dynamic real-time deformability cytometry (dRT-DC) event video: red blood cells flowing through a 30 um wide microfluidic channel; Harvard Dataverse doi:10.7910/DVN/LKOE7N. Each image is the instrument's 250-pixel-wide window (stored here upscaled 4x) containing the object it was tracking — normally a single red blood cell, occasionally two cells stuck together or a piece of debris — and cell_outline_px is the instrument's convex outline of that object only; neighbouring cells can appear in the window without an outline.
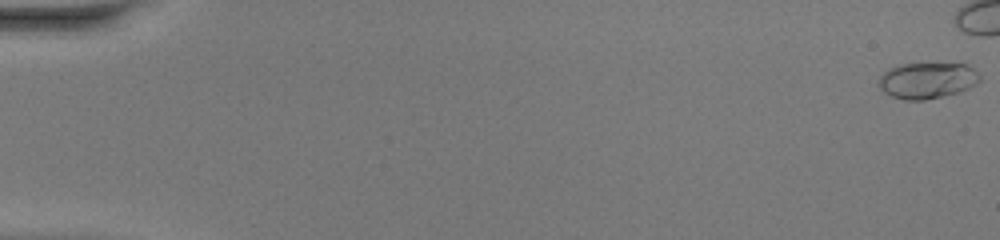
{"species": "common noctule bat (a hibernating species)", "species_latin": "Nyctalus noctula", "temperature_condition": "warm", "stored_images_in_passage": 41, "camera_frame_rate_fps": 3000, "um_per_image_px": 0.085, "animal": {"sex": "female", "body_mass_g": 20.0, "forearm_length_mm": 54.0}, "frame": {"image": 1, "passage_image": 1, "time_ms": 0.0, "image_size_px": [1000, 240], "cell_outline_px": [[980, 80], [976, 84], [960, 92], [924, 100], [904, 100], [892, 96], [884, 92], [876, 84], [880, 76], [888, 68], [896, 64], [964, 64], [972, 68], [980, 76]], "centroid_in_image_um": [78.76, 6.84], "position_along_channel_um": 6.2, "area_um2": 21.27}}
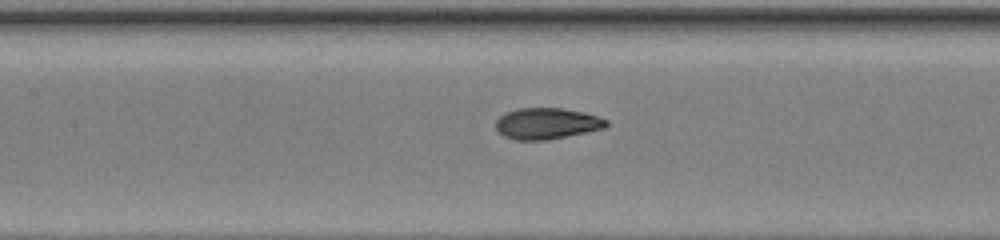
{"frame": {"image": 2, "passage_image": 25, "time_ms": 8.0, "image_size_px": [1000, 240], "cell_outline_px": [[608, 124], [604, 128], [548, 140], [516, 140], [504, 136], [496, 128], [496, 120], [500, 116], [516, 108], [564, 108], [584, 112], [608, 120]], "centroid_in_image_um": [46.47, 10.49], "position_along_channel_um": 160.9, "area_um2": 20.0}}
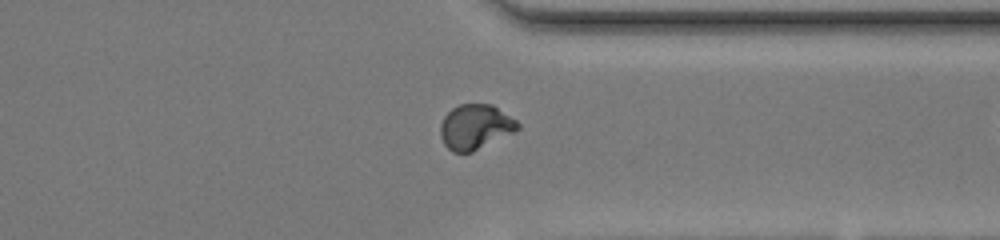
{"frame": {"image": 3, "passage_image": 40, "time_ms": 13.0, "image_size_px": [1000, 240], "cell_outline_px": [[520, 128], [472, 152], [452, 152], [444, 144], [440, 136], [440, 124], [444, 116], [452, 108], [460, 104], [492, 104], [516, 120], [520, 124]], "centroid_in_image_um": [40.37, 10.77], "position_along_channel_um": 371.0, "area_um2": 20.06}}